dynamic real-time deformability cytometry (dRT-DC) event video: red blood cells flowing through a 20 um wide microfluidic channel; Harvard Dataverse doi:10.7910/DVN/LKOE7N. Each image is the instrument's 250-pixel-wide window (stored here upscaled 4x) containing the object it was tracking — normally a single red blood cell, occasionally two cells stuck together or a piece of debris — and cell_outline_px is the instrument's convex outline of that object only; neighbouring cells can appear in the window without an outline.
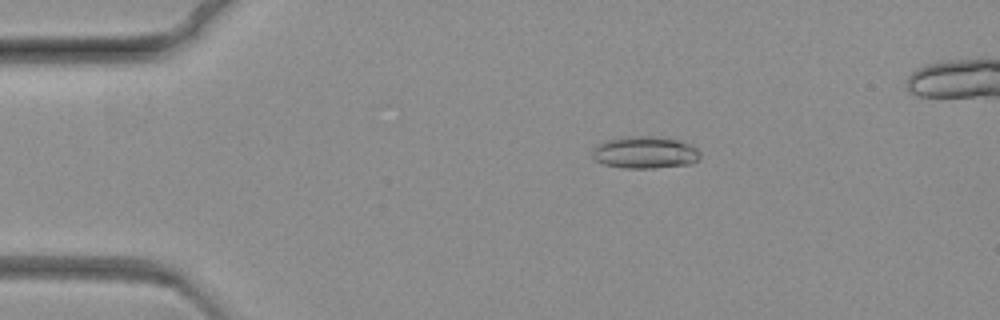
{"species": "common noctule bat (a hibernating species)", "species_latin": "Nyctalus noctula", "temperature_condition": "warm", "stored_images_in_passage": 72, "camera_frame_rate_fps": 3000, "um_per_image_px": 0.085, "animal": {"sex": "female", "body_mass_g": 19.3, "forearm_length_mm": 54.1}, "frame": {"image": 1, "passage_image": 14, "time_ms": 4.333, "image_size_px": [1000, 320], "cell_outline_px": [[700, 156], [692, 164], [652, 168], [624, 168], [604, 164], [596, 160], [592, 156], [592, 148], [604, 140], [620, 136], [656, 136], [680, 140], [696, 148], [700, 152]], "centroid_in_image_um": [54.79, 12.94], "position_along_channel_um": 30.2, "area_um2": 20.4}}
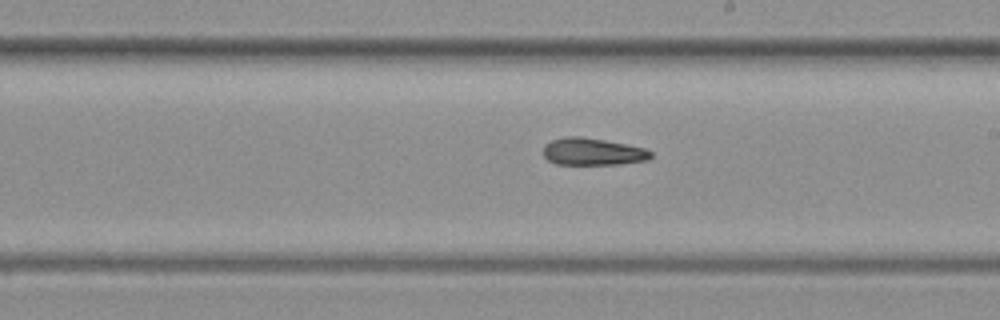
{"frame": {"image": 2, "passage_image": 43, "time_ms": 14.0, "image_size_px": [1000, 320], "cell_outline_px": [[652, 156], [648, 160], [620, 164], [556, 164], [548, 160], [544, 156], [544, 144], [552, 140], [564, 136], [580, 136], [604, 140], [644, 148], [652, 152]], "centroid_in_image_um": [50.36, 12.89], "position_along_channel_um": 238.6, "area_um2": 16.99}}
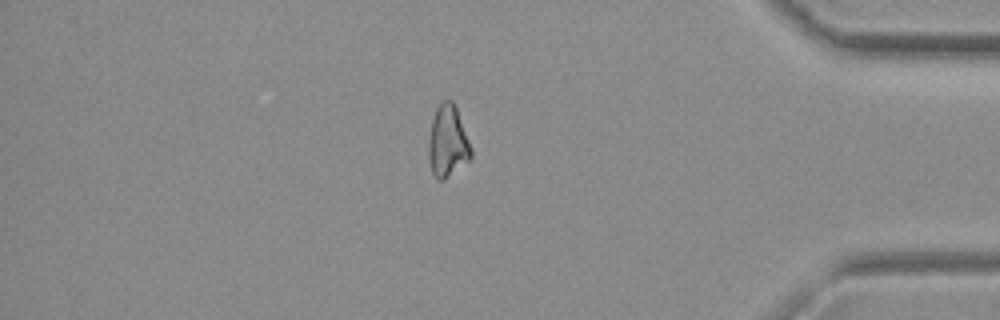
{"frame": {"image": 3, "passage_image": 64, "time_ms": 21.0, "image_size_px": [1000, 320], "cell_outline_px": [[472, 156], [468, 160], [444, 180], [436, 180], [432, 172], [428, 160], [428, 140], [432, 120], [436, 108], [444, 100], [452, 100], [456, 108], [472, 148]], "centroid_in_image_um": [38.03, 12.04], "position_along_channel_um": 397.2, "area_um2": 17.69}}